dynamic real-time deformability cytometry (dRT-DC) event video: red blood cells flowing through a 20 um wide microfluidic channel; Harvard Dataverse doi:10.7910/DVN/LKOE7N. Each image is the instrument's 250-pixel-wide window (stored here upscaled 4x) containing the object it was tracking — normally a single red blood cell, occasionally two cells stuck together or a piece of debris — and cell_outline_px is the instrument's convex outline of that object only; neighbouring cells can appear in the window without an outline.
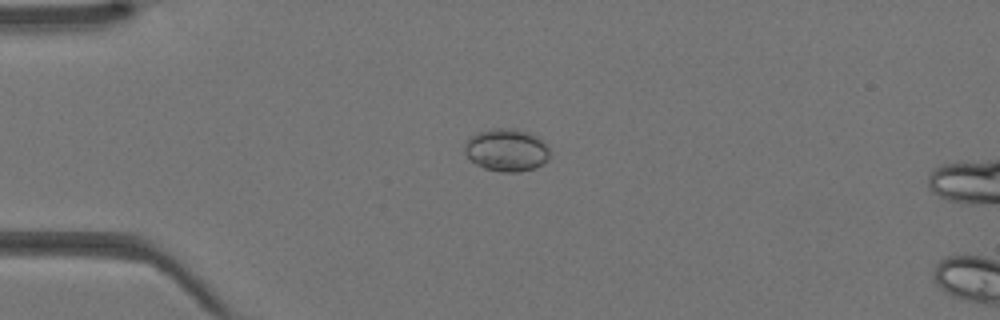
{"species": "Egyptian fruit bat (a non-hibernating species)", "species_latin": "Rousettus aegyptiacus", "temperature_condition": "warm", "stored_images_in_passage": 3, "camera_frame_rate_fps": 3000, "um_per_image_px": 0.085, "animal": {"sex": "female"}, "frame": {"image": 1, "passage_image": 1, "time_ms": 0.0, "image_size_px": [1000, 320], "cell_outline_px": [[548, 160], [544, 164], [536, 168], [520, 172], [500, 172], [484, 168], [476, 164], [464, 152], [464, 148], [468, 140], [476, 132], [492, 128], [508, 128], [528, 132], [536, 136], [548, 144]], "centroid_in_image_um": [43.08, 12.76], "position_along_channel_um": 41.9, "area_um2": 21.21}}